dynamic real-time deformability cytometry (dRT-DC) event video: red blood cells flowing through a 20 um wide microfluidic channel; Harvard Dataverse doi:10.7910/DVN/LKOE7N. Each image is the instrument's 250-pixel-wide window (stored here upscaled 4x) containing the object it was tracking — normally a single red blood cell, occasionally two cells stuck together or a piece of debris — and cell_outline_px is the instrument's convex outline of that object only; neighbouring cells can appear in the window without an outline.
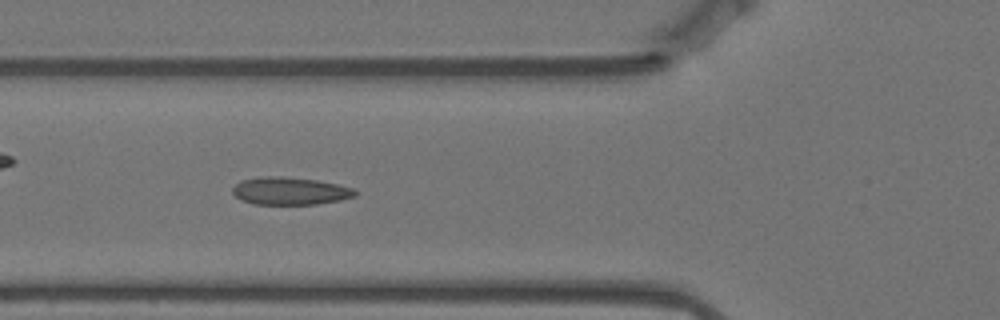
{"species": "Egyptian fruit bat (a non-hibernating species)", "species_latin": "Rousettus aegyptiacus", "temperature_condition": "warm", "stored_images_in_passage": 57, "camera_frame_rate_fps": 3000, "um_per_image_px": 0.085, "animal": {"sex": "female"}, "frame": {"image": 1, "passage_image": 20, "time_ms": 6.333, "image_size_px": [1000, 320], "cell_outline_px": [[356, 196], [340, 200], [316, 204], [252, 204], [240, 200], [232, 192], [232, 188], [240, 180], [260, 176], [280, 176], [316, 180], [336, 184], [352, 188], [356, 192]], "centroid_in_image_um": [24.6, 16.23], "position_along_channel_um": 101.2, "area_um2": 19.71}}
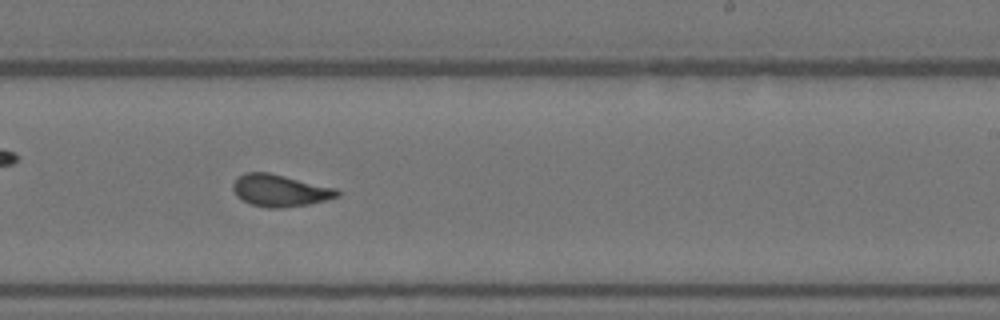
{"frame": {"image": 2, "passage_image": 34, "time_ms": 11.0, "image_size_px": [1000, 320], "cell_outline_px": [[340, 196], [308, 204], [280, 208], [268, 208], [252, 204], [236, 196], [232, 188], [232, 184], [236, 176], [244, 172], [268, 172], [336, 188], [340, 192]], "centroid_in_image_um": [23.76, 16.18], "position_along_channel_um": 265.2, "area_um2": 19.42}}
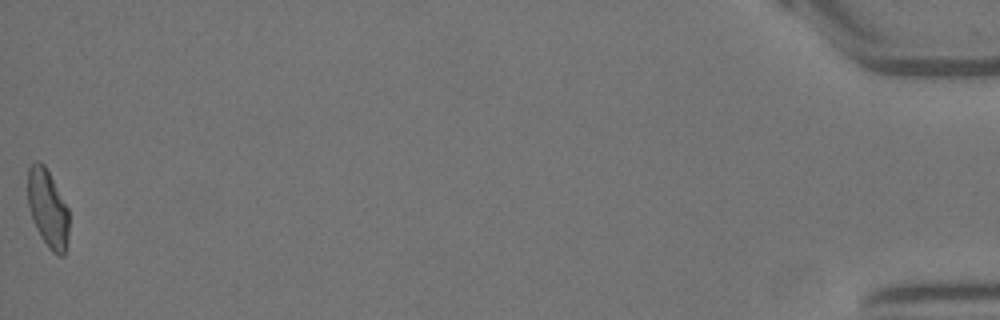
{"frame": {"image": 3, "passage_image": 57, "time_ms": 18.667, "image_size_px": [1000, 320], "cell_outline_px": [[68, 236], [64, 256], [60, 256], [52, 252], [48, 248], [40, 236], [36, 228], [28, 204], [28, 168], [36, 160], [40, 160], [44, 164], [68, 208]], "centroid_in_image_um": [4.06, 17.73], "position_along_channel_um": 431.1, "area_um2": 18.55}, "authors_computed_cell_mechanics": {"area_um2": 19.363, "velocity_mm_per_s": 3.5163, "shape_relaxation_time_tau1_ms": 9.3929, "shape_relaxation_time_tau2_ms": 1.0342, "deformation_change_tau1": 0.2493, "deformation_change_tau2": 0.0841}}